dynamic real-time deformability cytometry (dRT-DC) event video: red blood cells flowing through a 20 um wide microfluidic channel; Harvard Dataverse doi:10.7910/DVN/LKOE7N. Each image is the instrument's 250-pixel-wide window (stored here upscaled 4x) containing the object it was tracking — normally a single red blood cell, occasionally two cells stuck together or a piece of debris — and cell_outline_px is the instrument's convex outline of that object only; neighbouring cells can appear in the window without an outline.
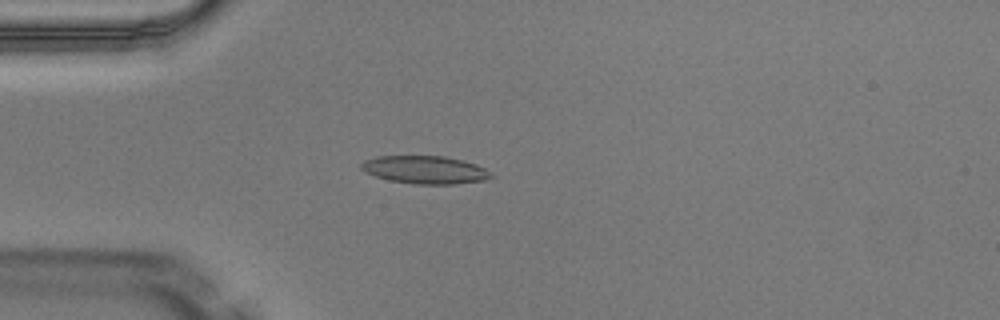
{"species": "Egyptian fruit bat (a non-hibernating species)", "species_latin": "Rousettus aegyptiacus", "temperature_condition": "warm", "stored_images_in_passage": 5, "camera_frame_rate_fps": 3000, "um_per_image_px": 0.085, "animal": {"sex": "male"}, "frame": {"image": 1, "passage_image": 4, "time_ms": 1.0, "image_size_px": [1000, 320], "cell_outline_px": [[496, 176], [488, 180], [456, 184], [412, 184], [388, 180], [364, 172], [360, 168], [360, 164], [364, 160], [376, 156], [444, 156], [476, 164], [484, 168]], "centroid_in_image_um": [36.13, 14.44], "position_along_channel_um": 48.9, "area_um2": 21.33}}